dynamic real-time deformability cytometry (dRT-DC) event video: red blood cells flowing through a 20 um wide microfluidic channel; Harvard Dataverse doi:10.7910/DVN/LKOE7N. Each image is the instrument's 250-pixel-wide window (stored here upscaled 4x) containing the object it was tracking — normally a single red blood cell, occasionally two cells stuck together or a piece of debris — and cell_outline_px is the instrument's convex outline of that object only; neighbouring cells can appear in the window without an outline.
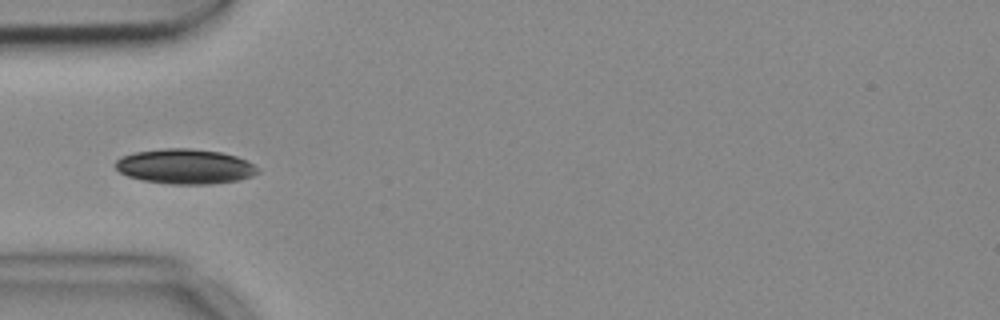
{"species": "common noctule bat (a hibernating species)", "species_latin": "Nyctalus noctula", "temperature_condition": "cold", "stored_images_in_passage": 8, "camera_frame_rate_fps": 3000, "um_per_image_px": 0.085, "animal": {"sex": "female", "body_mass_g": 18.4}, "frame": {"image": 1, "passage_image": 5, "time_ms": 1.333, "image_size_px": [1000, 320], "cell_outline_px": [[260, 172], [252, 176], [236, 180], [208, 184], [172, 184], [144, 180], [128, 176], [120, 172], [116, 168], [116, 160], [120, 156], [136, 152], [164, 148], [188, 148], [220, 152], [236, 156], [252, 164]], "centroid_in_image_um": [15.7, 14.14], "position_along_channel_um": 69.3, "area_um2": 28.61}}
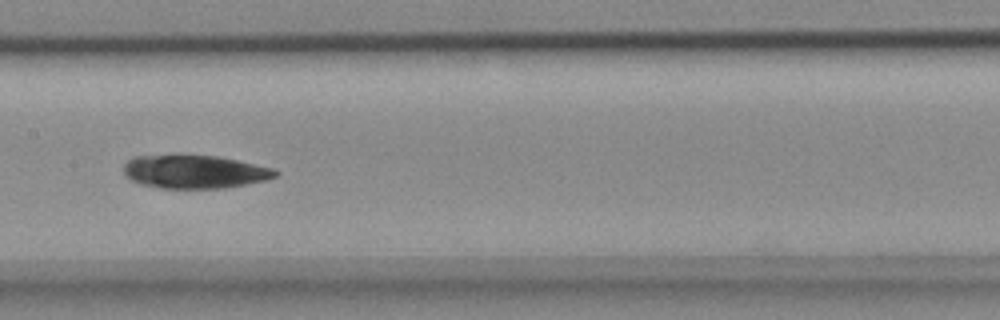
{"frame": {"image": 2, "passage_image": 8, "time_ms": 2.333, "image_size_px": [1000, 320], "cell_outline_px": [[280, 172], [276, 176], [264, 180], [224, 188], [160, 188], [140, 184], [132, 180], [124, 172], [124, 164], [128, 160], [136, 156], [216, 156], [276, 168]], "centroid_in_image_um": [16.57, 14.6], "position_along_channel_um": 190.8, "area_um2": 29.02}}